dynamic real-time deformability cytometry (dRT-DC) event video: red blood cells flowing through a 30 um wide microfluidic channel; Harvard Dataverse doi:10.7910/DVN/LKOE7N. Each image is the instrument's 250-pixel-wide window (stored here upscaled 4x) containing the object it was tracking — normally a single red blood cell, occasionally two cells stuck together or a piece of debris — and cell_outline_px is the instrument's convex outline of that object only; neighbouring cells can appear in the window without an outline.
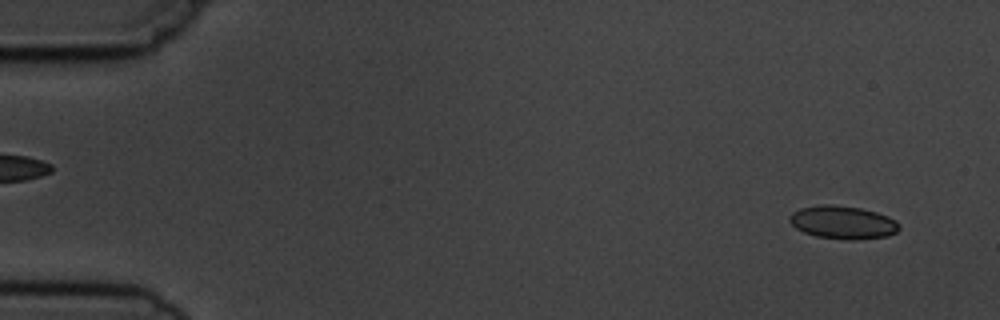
{"species": "common noctule bat (a hibernating species)", "species_latin": "Nyctalus noctula", "temperature_condition": "cold", "stored_images_in_passage": 6, "camera_frame_rate_fps": 3000, "um_per_image_px": 0.085, "animal": {"sex": "male", "body_mass_g": 19.5, "forearm_length_mm": 54.6}, "frame": {"image": 1, "passage_image": 2, "time_ms": 1.0, "image_size_px": [1000, 320], "cell_outline_px": [[900, 228], [896, 232], [888, 236], [852, 240], [848, 240], [816, 236], [804, 232], [796, 228], [788, 220], [788, 216], [792, 212], [800, 208], [824, 204], [832, 204], [860, 208], [876, 212], [888, 216], [896, 220], [900, 224]], "centroid_in_image_um": [71.64, 18.9], "position_along_channel_um": 13.4, "area_um2": 21.21}}
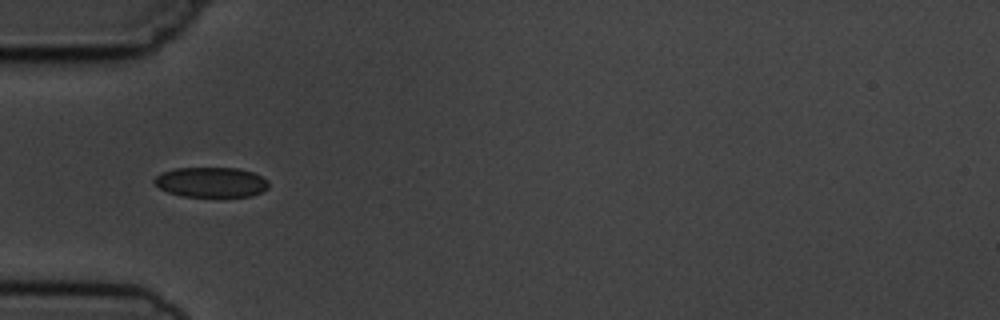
{"frame": {"image": 2, "passage_image": 5, "time_ms": 5.667, "image_size_px": [1000, 320], "cell_outline_px": [[268, 188], [252, 196], [180, 196], [168, 192], [160, 188], [152, 180], [156, 176], [164, 172], [176, 168], [236, 168], [252, 172], [268, 180]], "centroid_in_image_um": [17.94, 15.49], "position_along_channel_um": 67.1, "area_um2": 19.83}}
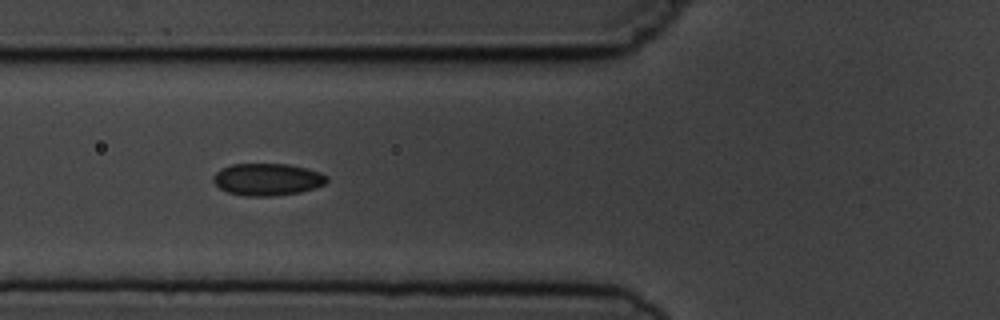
{"frame": {"image": 3, "passage_image": 6, "time_ms": 6.667, "image_size_px": [1000, 320], "cell_outline_px": [[328, 180], [324, 184], [300, 192], [272, 196], [244, 196], [228, 192], [220, 188], [212, 180], [212, 176], [220, 168], [232, 164], [288, 164], [308, 168], [320, 172], [328, 176]], "centroid_in_image_um": [22.71, 15.24], "position_along_channel_um": 103.1, "area_um2": 21.33}}